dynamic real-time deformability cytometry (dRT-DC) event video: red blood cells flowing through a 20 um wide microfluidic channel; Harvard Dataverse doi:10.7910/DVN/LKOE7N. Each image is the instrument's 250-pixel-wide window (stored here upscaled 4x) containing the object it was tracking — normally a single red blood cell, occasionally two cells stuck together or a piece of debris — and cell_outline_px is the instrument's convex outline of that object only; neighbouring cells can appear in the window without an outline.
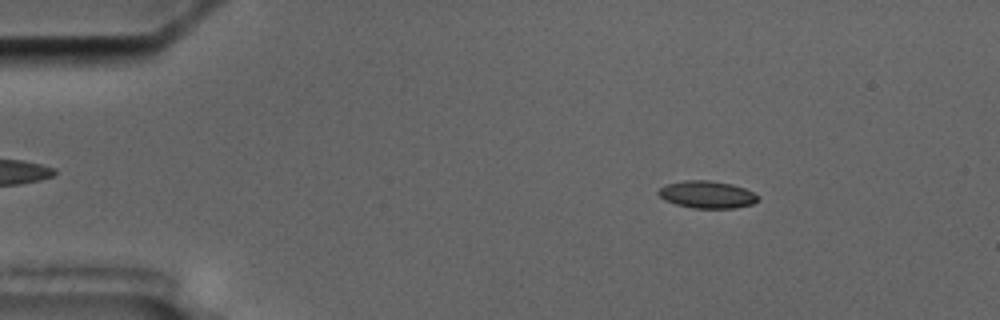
{"species": "common noctule bat (a hibernating species)", "species_latin": "Nyctalus noctula", "temperature_condition": "cold", "stored_images_in_passage": 6, "camera_frame_rate_fps": 3000, "um_per_image_px": 0.085, "animal": {"sex": "male", "body_mass_g": 17.5, "forearm_length_mm": 52.3}, "frame": {"image": 1, "passage_image": 2, "time_ms": 1.0, "image_size_px": [1000, 320], "cell_outline_px": [[760, 200], [752, 204], [736, 208], [692, 208], [676, 204], [664, 200], [656, 192], [660, 188], [668, 184], [684, 180], [708, 180], [732, 184], [744, 188], [760, 196]], "centroid_in_image_um": [60.12, 16.54], "position_along_channel_um": 24.9, "area_um2": 15.9}}
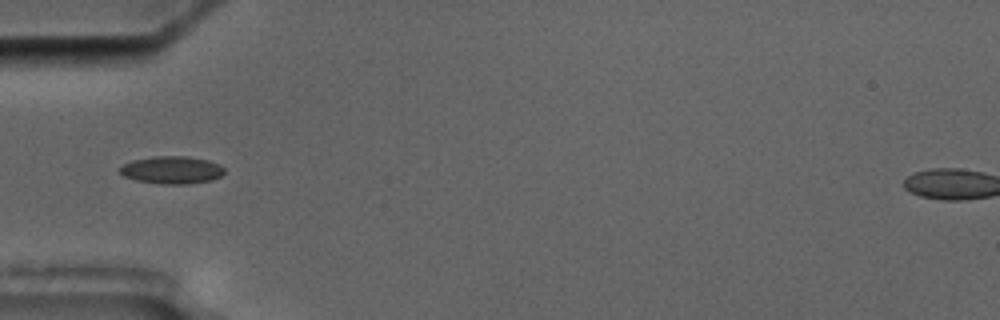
{"frame": {"image": 2, "passage_image": 4, "time_ms": 4.333, "image_size_px": [1000, 320], "cell_outline_px": [[224, 172], [220, 176], [212, 180], [188, 184], [164, 184], [136, 180], [124, 176], [120, 172], [120, 168], [124, 164], [132, 160], [152, 156], [188, 156], [208, 160], [220, 164], [224, 168]], "centroid_in_image_um": [14.62, 14.44], "position_along_channel_um": 70.4, "area_um2": 16.82}}